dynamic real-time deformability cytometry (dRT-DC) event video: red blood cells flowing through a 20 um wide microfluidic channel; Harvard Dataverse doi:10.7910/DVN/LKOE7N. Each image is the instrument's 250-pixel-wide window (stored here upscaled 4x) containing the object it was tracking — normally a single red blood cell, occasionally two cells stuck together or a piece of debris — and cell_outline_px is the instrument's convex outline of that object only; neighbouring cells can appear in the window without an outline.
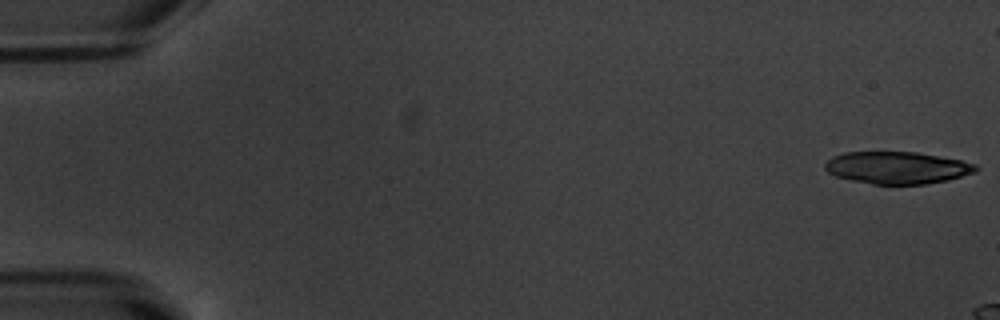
{"species": "common noctule bat (a hibernating species)", "species_latin": "Nyctalus noctula", "temperature_condition": "warm", "stored_images_in_passage": 9, "camera_frame_rate_fps": 3000, "um_per_image_px": 0.085, "animal": {"sex": "male", "body_mass_g": 20.1, "forearm_length_mm": 53.5}, "frame": {"image": 1, "passage_image": 1, "time_ms": 0.0, "image_size_px": [1000, 320], "cell_outline_px": [[980, 168], [976, 172], [948, 180], [924, 184], [872, 184], [852, 180], [836, 176], [828, 172], [824, 168], [824, 164], [832, 156], [844, 152], [916, 152], [960, 160], [976, 164]], "centroid_in_image_um": [76.26, 14.25], "position_along_channel_um": 8.7, "area_um2": 28.26}}